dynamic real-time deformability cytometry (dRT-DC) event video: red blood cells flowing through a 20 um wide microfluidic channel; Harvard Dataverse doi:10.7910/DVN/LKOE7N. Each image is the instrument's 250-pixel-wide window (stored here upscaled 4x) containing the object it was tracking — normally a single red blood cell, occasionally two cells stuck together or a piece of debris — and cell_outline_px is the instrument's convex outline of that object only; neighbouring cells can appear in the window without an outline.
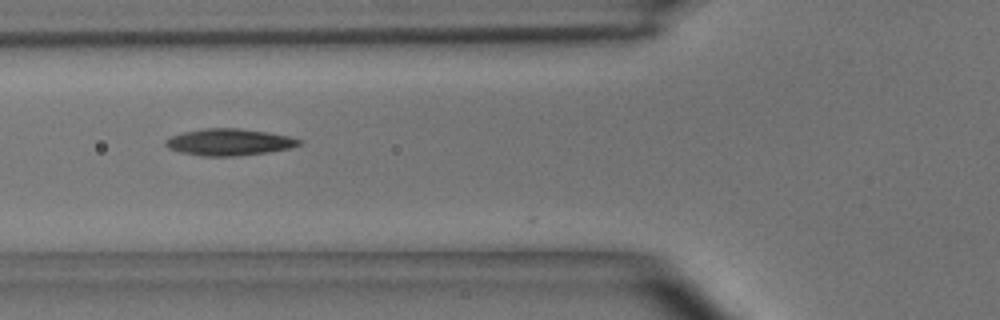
{"species": "common noctule bat (a hibernating species)", "species_latin": "Nyctalus noctula", "temperature_condition": "room temperature", "stored_images_in_passage": 5, "camera_frame_rate_fps": 3000, "um_per_image_px": 0.085, "animal": {"sex": "male", "body_mass_g": 15.6}, "frame": {"image": 1, "passage_image": 4, "time_ms": 1.0, "image_size_px": [1000, 320], "cell_outline_px": [[304, 140], [300, 144], [292, 148], [268, 152], [236, 156], [200, 156], [180, 152], [168, 148], [164, 144], [164, 140], [172, 136], [184, 132], [204, 128], [240, 128], [268, 132], [288, 136]], "centroid_in_image_um": [19.48, 12.08], "position_along_channel_um": 106.3, "area_um2": 20.92}}